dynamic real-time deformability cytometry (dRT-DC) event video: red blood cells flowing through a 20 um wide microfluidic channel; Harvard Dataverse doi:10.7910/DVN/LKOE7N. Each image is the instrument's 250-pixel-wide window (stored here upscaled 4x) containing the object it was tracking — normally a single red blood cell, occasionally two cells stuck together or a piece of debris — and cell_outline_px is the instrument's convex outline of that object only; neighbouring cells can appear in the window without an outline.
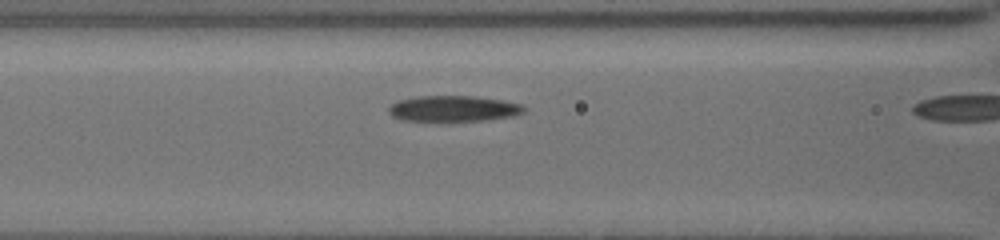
{"species": "common noctule bat (a hibernating species)", "species_latin": "Nyctalus noctula", "temperature_condition": "cold", "stored_images_in_passage": 11, "segment_of_instrument_passage": [1, 2], "camera_frame_rate_fps": 3000, "um_per_image_px": 0.085, "animal": {"sex": "female", "body_mass_g": 19.5, "forearm_length_mm": 54.1}, "frame": {"image": 1, "passage_image": 10, "time_ms": 3.333, "image_size_px": [1000, 240], "cell_outline_px": [[528, 108], [524, 112], [512, 116], [484, 120], [436, 124], [404, 120], [392, 116], [388, 112], [388, 108], [396, 100], [420, 96], [472, 96], [500, 100], [524, 104]], "centroid_in_image_um": [38.5, 9.28], "position_along_channel_um": 128.1, "area_um2": 21.33}}